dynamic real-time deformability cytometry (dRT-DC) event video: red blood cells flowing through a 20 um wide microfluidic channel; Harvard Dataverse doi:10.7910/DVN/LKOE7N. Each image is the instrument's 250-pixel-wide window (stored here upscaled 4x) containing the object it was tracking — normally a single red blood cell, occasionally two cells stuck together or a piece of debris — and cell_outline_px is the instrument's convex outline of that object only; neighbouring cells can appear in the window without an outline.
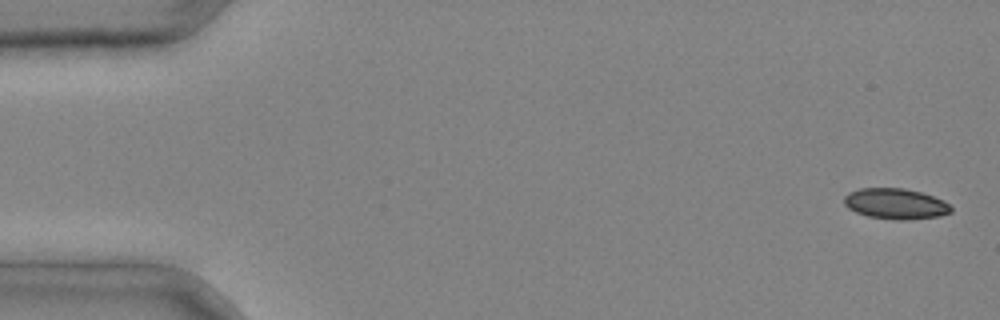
{"species": "common noctule bat (a hibernating species)", "species_latin": "Nyctalus noctula", "temperature_condition": "cold", "stored_images_in_passage": 7, "camera_frame_rate_fps": 3000, "um_per_image_px": 0.085, "animal": {"sex": "male", "body_mass_g": 20.4}, "frame": {"image": 1, "passage_image": 1, "time_ms": 0.0, "image_size_px": [1000, 320], "cell_outline_px": [[952, 212], [940, 216], [908, 220], [896, 220], [868, 216], [856, 212], [848, 208], [844, 204], [844, 196], [848, 192], [860, 188], [904, 188], [920, 192], [944, 200], [952, 208]], "centroid_in_image_um": [76.12, 17.32], "position_along_channel_um": 8.9, "area_um2": 19.19}}